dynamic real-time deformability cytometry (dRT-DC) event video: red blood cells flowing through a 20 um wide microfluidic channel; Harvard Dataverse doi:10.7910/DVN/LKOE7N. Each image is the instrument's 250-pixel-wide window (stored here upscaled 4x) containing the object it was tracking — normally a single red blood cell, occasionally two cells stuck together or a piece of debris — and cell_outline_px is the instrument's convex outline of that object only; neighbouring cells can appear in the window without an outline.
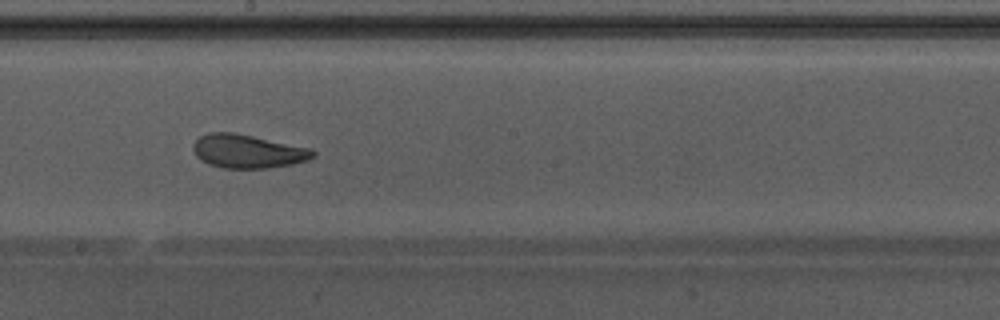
{"species": "Egyptian fruit bat (a non-hibernating species)", "species_latin": "Rousettus aegyptiacus", "temperature_condition": "warm", "stored_images_in_passage": 43, "camera_frame_rate_fps": 3000, "um_per_image_px": 0.085, "animal": {"sex": "male"}, "frame": {"image": 1, "passage_image": 19, "time_ms": 6.0, "image_size_px": [1000, 320], "cell_outline_px": [[316, 156], [308, 160], [292, 164], [268, 168], [224, 168], [208, 164], [200, 160], [196, 156], [192, 148], [192, 144], [200, 136], [208, 132], [236, 132], [308, 148], [316, 152]], "centroid_in_image_um": [21.02, 12.86], "position_along_channel_um": 227.2, "area_um2": 23.52}, "authors_computed_cell_mechanics": {"area_um2": 24.3916, "velocity_mm_per_s": 3.8408, "shape_relaxation_time_tau1_ms": 5.9037, "shape_relaxation_time_tau2_ms": 1.8461, "deformation_change_tau1": 0.1456, "deformation_change_tau2": 0.0831}}